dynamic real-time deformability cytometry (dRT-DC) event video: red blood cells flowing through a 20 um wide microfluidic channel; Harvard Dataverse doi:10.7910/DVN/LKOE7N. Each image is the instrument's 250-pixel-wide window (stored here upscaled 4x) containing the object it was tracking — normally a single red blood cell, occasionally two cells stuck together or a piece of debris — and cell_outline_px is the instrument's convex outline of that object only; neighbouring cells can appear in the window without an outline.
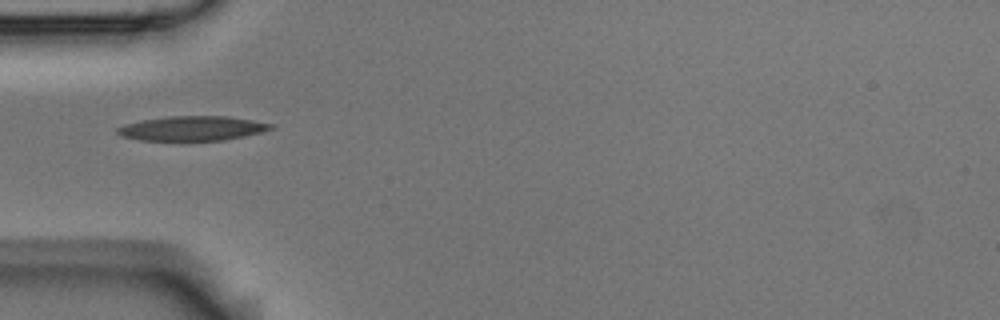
{"species": "Egyptian fruit bat (a non-hibernating species)", "species_latin": "Rousettus aegyptiacus", "temperature_condition": "room temperature", "stored_images_in_passage": 11, "camera_frame_rate_fps": 3000, "um_per_image_px": 0.085, "animal": {"sex": "male"}, "frame": {"image": 1, "passage_image": 1, "time_ms": 0.0, "image_size_px": [1000, 320], "cell_outline_px": [[276, 124], [272, 128], [260, 132], [244, 136], [220, 140], [140, 140], [124, 136], [116, 132], [116, 128], [140, 120], [168, 116], [228, 116]], "centroid_in_image_um": [16.36, 10.9], "position_along_channel_um": 68.6, "area_um2": 21.68}}
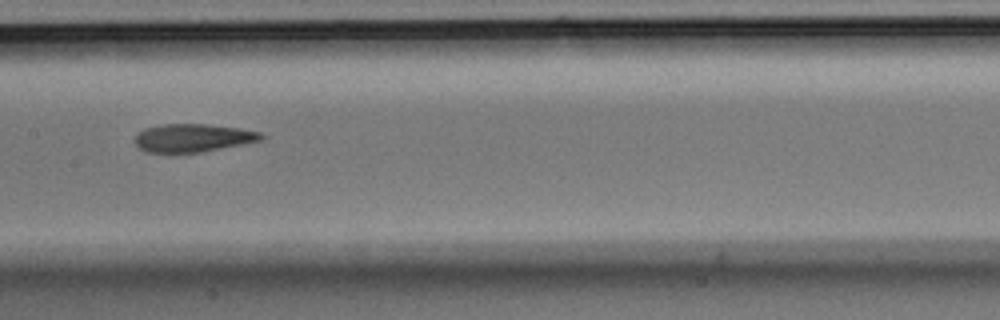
{"frame": {"image": 2, "passage_image": 4, "time_ms": 1.0, "image_size_px": [1000, 320], "cell_outline_px": [[268, 136], [264, 140], [200, 152], [144, 152], [132, 140], [144, 128], [160, 124], [204, 124], [240, 128], [260, 132]], "centroid_in_image_um": [16.42, 11.71], "position_along_channel_um": 191.0, "area_um2": 20.75}}
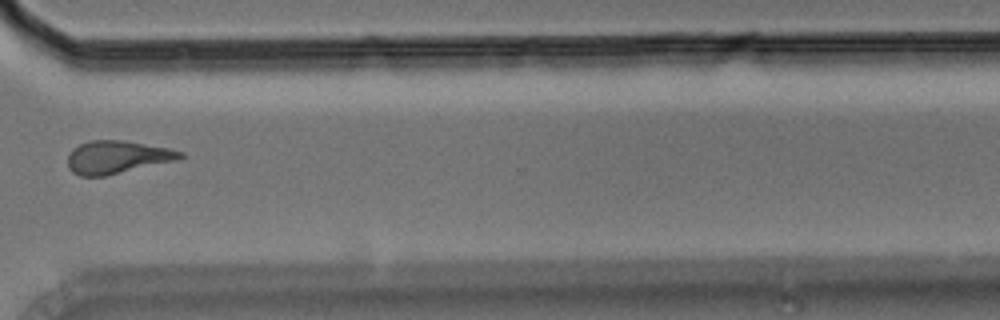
{"frame": {"image": 3, "passage_image": 8, "time_ms": 2.333, "image_size_px": [1000, 320], "cell_outline_px": [[184, 156], [176, 160], [104, 176], [80, 176], [72, 172], [68, 168], [68, 152], [72, 148], [80, 144], [92, 140], [124, 140], [168, 148], [184, 152]], "centroid_in_image_um": [9.91, 13.35], "position_along_channel_um": 360.7, "area_um2": 21.44}}